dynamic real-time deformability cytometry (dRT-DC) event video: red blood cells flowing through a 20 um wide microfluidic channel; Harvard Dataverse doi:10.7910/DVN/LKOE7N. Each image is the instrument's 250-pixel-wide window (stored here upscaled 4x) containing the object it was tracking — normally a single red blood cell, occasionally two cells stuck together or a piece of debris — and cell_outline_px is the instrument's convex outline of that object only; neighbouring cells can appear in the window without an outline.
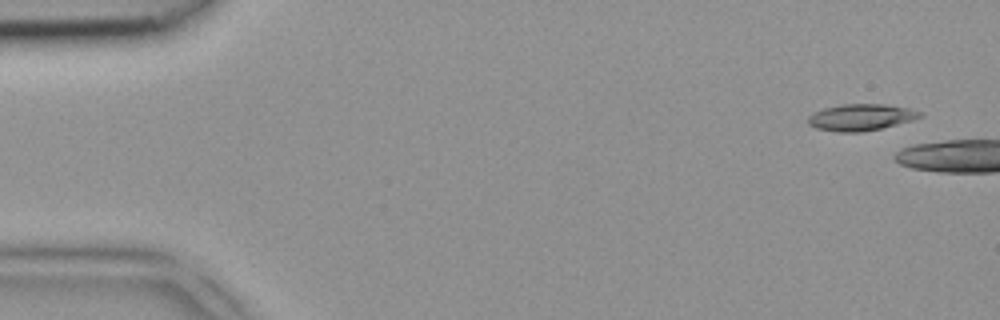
{"species": "common noctule bat (a hibernating species)", "species_latin": "Nyctalus noctula", "temperature_condition": "room temperature", "stored_images_in_passage": 2, "camera_frame_rate_fps": 3000, "um_per_image_px": 0.085, "animal": {"sex": "female", "body_mass_g": 18.4}, "frame": {"image": 1, "passage_image": 1, "time_ms": 0.0, "image_size_px": [1000, 320], "cell_outline_px": [[924, 116], [912, 120], [880, 128], [860, 132], [836, 132], [816, 128], [808, 124], [808, 116], [812, 112], [824, 108], [840, 104], [884, 104], [908, 108], [924, 112]], "centroid_in_image_um": [73.16, 9.96], "position_along_channel_um": 11.8, "area_um2": 17.4}}